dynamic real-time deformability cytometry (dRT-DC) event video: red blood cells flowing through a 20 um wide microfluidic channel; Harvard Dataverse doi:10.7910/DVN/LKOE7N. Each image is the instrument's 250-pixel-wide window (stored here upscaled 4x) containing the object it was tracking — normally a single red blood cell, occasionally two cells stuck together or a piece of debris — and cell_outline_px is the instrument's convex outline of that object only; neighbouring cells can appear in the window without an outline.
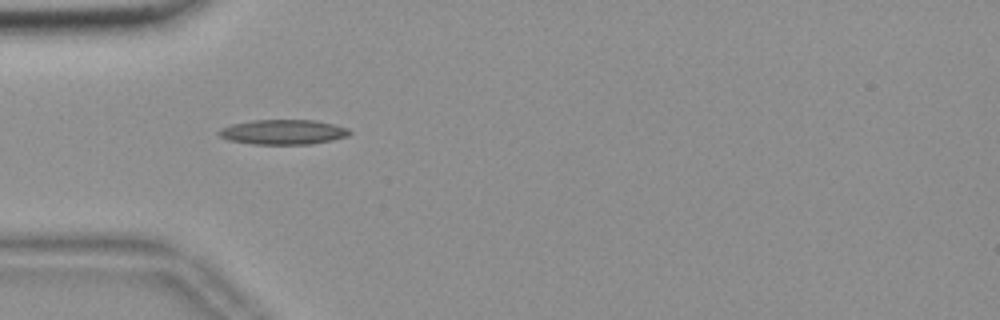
{"species": "common noctule bat (a hibernating species)", "species_latin": "Nyctalus noctula", "temperature_condition": "room temperature", "stored_images_in_passage": 11, "camera_frame_rate_fps": 3000, "um_per_image_px": 0.085, "animal": {"sex": "female", "body_mass_g": 18.4}, "frame": {"image": 1, "passage_image": 1, "time_ms": 0.0, "image_size_px": [1000, 320], "cell_outline_px": [[352, 132], [348, 136], [332, 140], [312, 144], [252, 144], [228, 140], [220, 136], [216, 132], [220, 128], [232, 124], [252, 120], [316, 120], [348, 128]], "centroid_in_image_um": [24.05, 11.22], "position_along_channel_um": 60.9, "area_um2": 19.02}}